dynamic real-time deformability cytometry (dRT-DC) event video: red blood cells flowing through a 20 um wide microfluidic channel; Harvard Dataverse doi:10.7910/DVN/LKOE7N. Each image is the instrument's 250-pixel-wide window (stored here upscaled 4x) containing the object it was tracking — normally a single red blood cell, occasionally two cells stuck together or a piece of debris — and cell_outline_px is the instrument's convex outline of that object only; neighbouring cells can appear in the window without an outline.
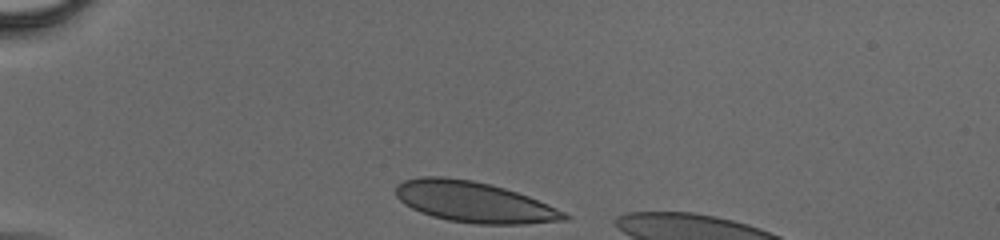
{"species": "human", "species_latin": "Homo sapiens", "temperature_condition": "cold", "stored_images_in_passage": 33, "camera_frame_rate_fps": 3000, "um_per_image_px": 0.085, "donor": {"sex": "male"}, "frame": {"image": 1, "passage_image": 1, "time_ms": 0.0, "image_size_px": [1000, 240], "cell_outline_px": [[572, 216], [568, 220], [524, 224], [476, 224], [448, 220], [432, 216], [420, 212], [404, 204], [396, 196], [396, 184], [404, 180], [420, 176], [444, 176], [472, 180], [504, 188], [528, 196], [556, 208]], "centroid_in_image_um": [40.27, 17.17], "position_along_channel_um": 44.7, "area_um2": 40.0}}
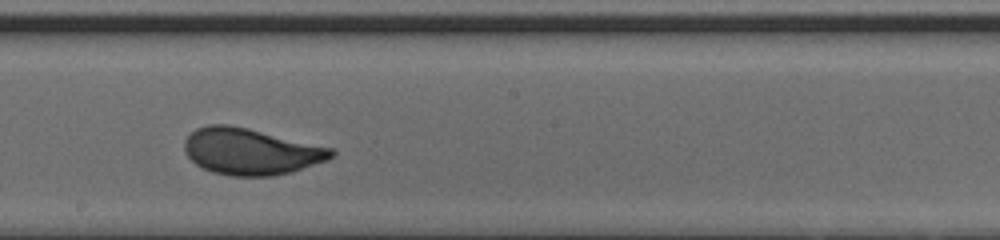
{"frame": {"image": 2, "passage_image": 19, "time_ms": 6.0, "image_size_px": [1000, 240], "cell_outline_px": [[336, 152], [328, 160], [292, 172], [272, 176], [232, 176], [212, 172], [196, 164], [184, 152], [184, 140], [196, 128], [208, 124], [228, 124], [248, 128], [332, 148]], "centroid_in_image_um": [21.3, 12.88], "position_along_channel_um": 226.9, "area_um2": 39.71}}
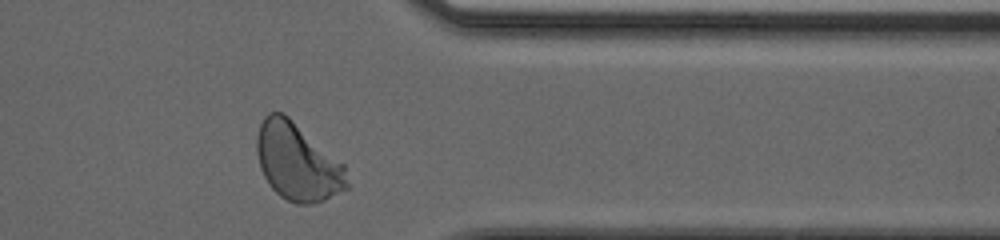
{"frame": {"image": 3, "passage_image": 32, "time_ms": 10.333, "image_size_px": [1000, 240], "cell_outline_px": [[348, 188], [324, 200], [308, 204], [296, 204], [280, 196], [268, 184], [260, 168], [256, 152], [256, 136], [260, 124], [264, 116], [268, 112], [284, 112], [344, 164], [348, 184]], "centroid_in_image_um": [25.26, 13.75], "position_along_channel_um": 386.1, "area_um2": 40.75}}